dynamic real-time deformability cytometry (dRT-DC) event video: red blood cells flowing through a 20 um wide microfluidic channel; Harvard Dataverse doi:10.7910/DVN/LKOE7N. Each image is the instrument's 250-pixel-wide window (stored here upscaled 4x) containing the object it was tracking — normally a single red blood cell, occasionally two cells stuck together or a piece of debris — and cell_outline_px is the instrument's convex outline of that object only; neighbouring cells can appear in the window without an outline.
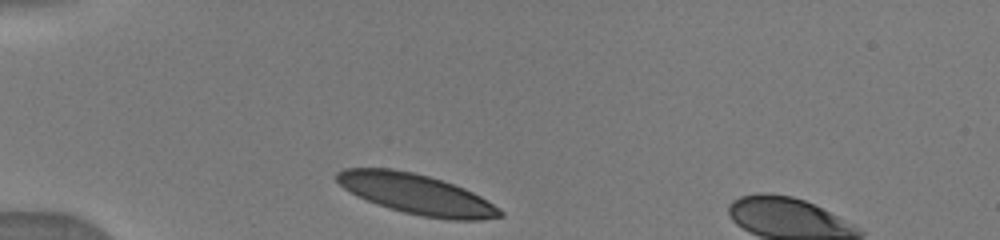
{"species": "human", "species_latin": "Homo sapiens", "temperature_condition": "warm", "stored_images_in_passage": 9, "camera_frame_rate_fps": 3000, "um_per_image_px": 0.085, "donor": {"sex": "male"}, "frame": {"image": 1, "passage_image": 1, "time_ms": 0.0, "image_size_px": [1000, 240], "cell_outline_px": [[504, 216], [480, 220], [452, 220], [424, 216], [404, 212], [356, 196], [344, 188], [336, 180], [336, 172], [344, 168], [392, 168], [412, 172], [428, 176], [464, 188], [480, 196], [500, 208], [504, 212]], "centroid_in_image_um": [35.41, 16.49], "position_along_channel_um": 49.6, "area_um2": 37.8}}
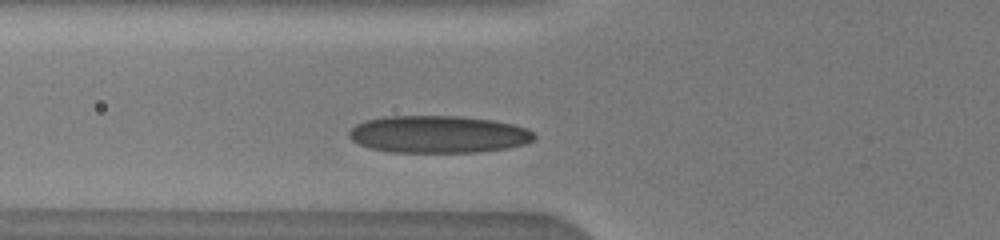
{"frame": {"image": 2, "passage_image": 7, "time_ms": 1.667, "image_size_px": [1000, 240], "cell_outline_px": [[536, 140], [524, 144], [508, 148], [476, 152], [388, 152], [372, 148], [360, 144], [352, 140], [348, 136], [348, 132], [356, 124], [364, 120], [384, 116], [460, 116], [492, 120], [512, 124], [528, 128], [536, 136]], "centroid_in_image_um": [37.26, 11.41], "position_along_channel_um": 88.5, "area_um2": 40.4}}